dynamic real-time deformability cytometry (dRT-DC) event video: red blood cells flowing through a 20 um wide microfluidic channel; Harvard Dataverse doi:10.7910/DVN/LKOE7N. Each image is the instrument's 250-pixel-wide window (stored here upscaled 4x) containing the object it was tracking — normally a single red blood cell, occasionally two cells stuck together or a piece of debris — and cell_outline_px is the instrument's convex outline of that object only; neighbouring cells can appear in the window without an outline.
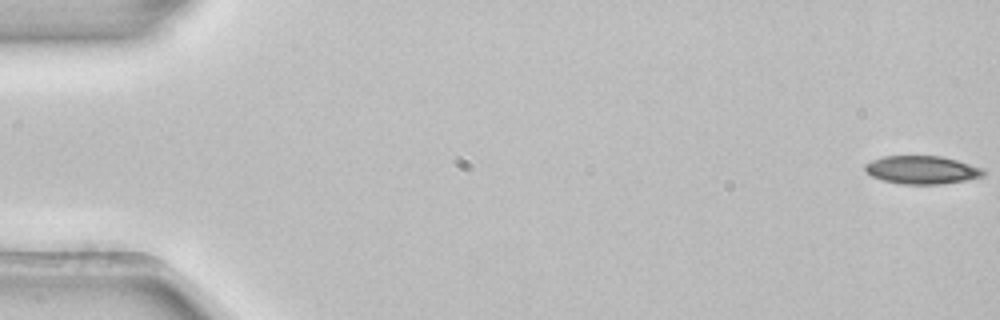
{"species": "common noctule bat (a hibernating species)", "species_latin": "Nyctalus noctula", "temperature_condition": "room temperature", "stored_images_in_passage": 54, "camera_frame_rate_fps": 3000, "um_per_image_px": 0.085, "animal": {"sex": "female", "body_mass_g": 22.7, "forearm_length_mm": 54.2}, "frame": {"image": 1, "passage_image": 1, "time_ms": 0.0, "image_size_px": [1000, 320], "cell_outline_px": [[984, 176], [964, 180], [940, 184], [900, 184], [884, 180], [872, 176], [864, 172], [864, 164], [872, 160], [884, 156], [940, 156], [956, 160], [984, 168]], "centroid_in_image_um": [78.33, 14.44], "position_along_channel_um": 6.7, "area_um2": 19.36}}
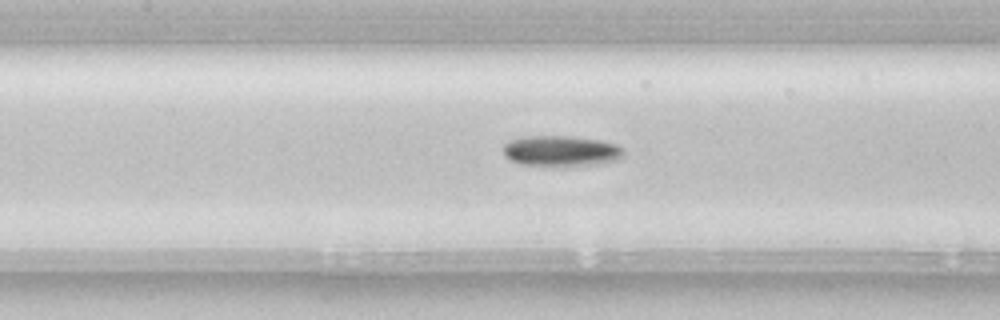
{"frame": {"image": 2, "passage_image": 25, "time_ms": 8.0, "image_size_px": [1000, 320], "cell_outline_px": [[624, 156], [620, 160], [596, 164], [520, 164], [508, 160], [504, 156], [504, 144], [508, 140], [524, 136], [568, 136], [600, 140], [616, 144], [624, 148]], "centroid_in_image_um": [47.7, 12.8], "position_along_channel_um": 159.7, "area_um2": 21.27}}
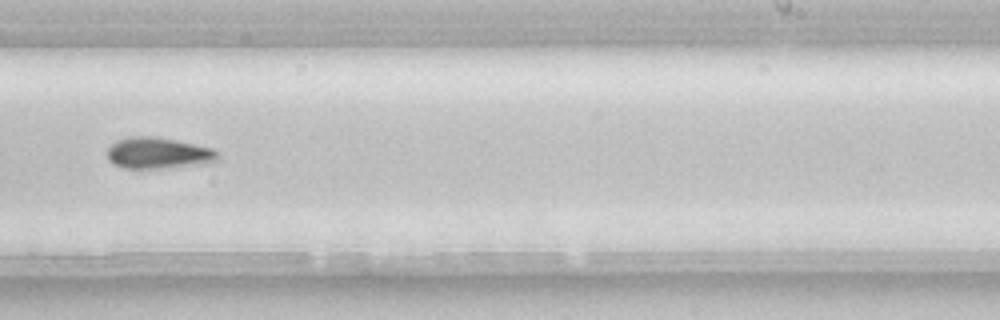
{"frame": {"image": 3, "passage_image": 34, "time_ms": 11.0, "image_size_px": [1000, 320], "cell_outline_px": [[220, 156], [216, 160], [208, 164], [156, 168], [124, 168], [112, 164], [108, 160], [108, 148], [116, 140], [128, 136], [152, 136], [176, 140], [212, 148], [220, 152]], "centroid_in_image_um": [13.46, 13.01], "position_along_channel_um": 275.5, "area_um2": 20.29}, "authors_computed_cell_mechanics": {"area_um2": 19.9988, "velocity_mm_per_s": 3.8799, "shape_relaxation_time_tau1_ms": 3.6876, "shape_relaxation_time_tau2_ms": null, "deformation_change_tau1": 0.0865, "deformation_change_tau2": null}}